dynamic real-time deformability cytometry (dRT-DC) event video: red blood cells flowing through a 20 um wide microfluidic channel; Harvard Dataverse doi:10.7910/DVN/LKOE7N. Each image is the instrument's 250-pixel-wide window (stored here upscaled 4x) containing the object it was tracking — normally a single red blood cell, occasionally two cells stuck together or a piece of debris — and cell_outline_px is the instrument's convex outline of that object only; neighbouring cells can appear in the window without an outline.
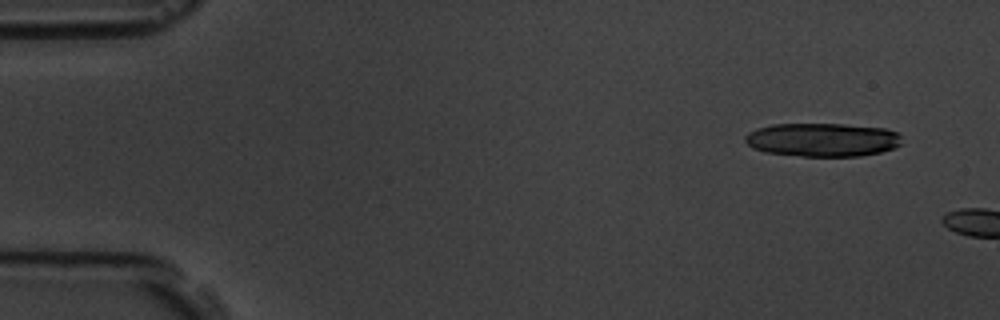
{"species": "common noctule bat (a hibernating species)", "species_latin": "Nyctalus noctula", "temperature_condition": "room temperature", "stored_images_in_passage": 2, "camera_frame_rate_fps": 3000, "um_per_image_px": 0.085, "animal": {"sex": "male", "body_mass_g": 19.5, "forearm_length_mm": 54.6}, "frame": {"image": 1, "passage_image": 1, "time_ms": 0.0, "image_size_px": [1000, 320], "cell_outline_px": [[900, 144], [896, 148], [880, 152], [860, 156], [804, 156], [764, 152], [752, 148], [744, 140], [744, 136], [748, 132], [756, 128], [772, 124], [844, 124], [888, 128], [900, 132]], "centroid_in_image_um": [69.92, 11.87], "position_along_channel_um": 15.1, "area_um2": 30.98}}